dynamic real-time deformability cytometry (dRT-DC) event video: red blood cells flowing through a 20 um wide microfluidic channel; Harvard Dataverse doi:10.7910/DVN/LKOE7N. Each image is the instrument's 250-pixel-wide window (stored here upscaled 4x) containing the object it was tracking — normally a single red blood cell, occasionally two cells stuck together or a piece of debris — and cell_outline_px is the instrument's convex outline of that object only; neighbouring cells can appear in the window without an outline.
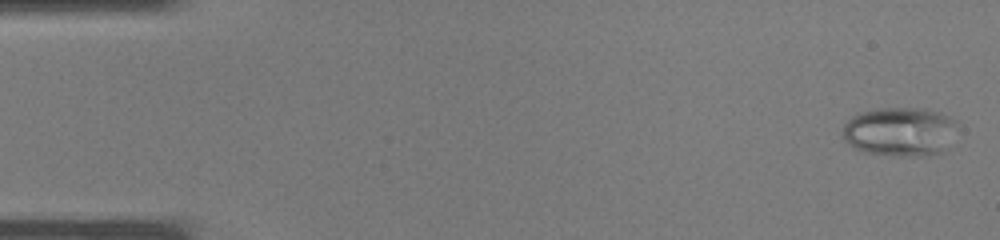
{"species": "common noctule bat (a hibernating species)", "species_latin": "Nyctalus noctula", "temperature_condition": "warm", "stored_images_in_passage": 37, "camera_frame_rate_fps": 3000, "um_per_image_px": 0.085, "animal": {"sex": "male", "body_mass_g": 19.0, "forearm_length_mm": 50.8}, "frame": {"image": 1, "passage_image": 1, "time_ms": 0.0, "image_size_px": [1000, 240], "cell_outline_px": [[956, 120], [944, 152], [928, 156], [896, 156], [864, 152], [848, 144], [840, 136], [844, 124], [856, 112], [880, 108], [924, 108], [940, 112]], "centroid_in_image_um": [76.42, 11.18], "position_along_channel_um": 8.6, "area_um2": 32.95}}
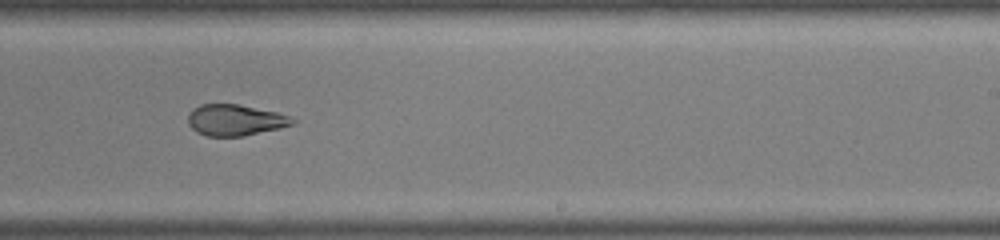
{"frame": {"image": 2, "passage_image": 23, "time_ms": 7.333, "image_size_px": [1000, 240], "cell_outline_px": [[296, 120], [292, 124], [280, 128], [244, 136], [208, 136], [196, 132], [188, 124], [188, 116], [192, 108], [200, 104], [236, 104], [276, 112], [288, 116]], "centroid_in_image_um": [19.95, 10.21], "position_along_channel_um": 269.1, "area_um2": 18.84}}
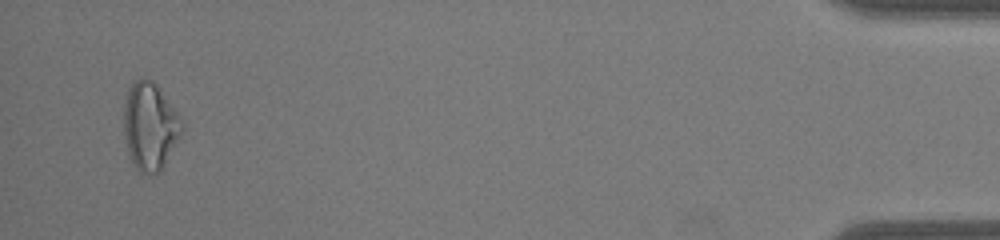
{"frame": {"image": 3, "passage_image": 36, "time_ms": 11.667, "image_size_px": [1000, 240], "cell_outline_px": [[184, 128], [180, 136], [160, 168], [156, 172], [140, 172], [136, 168], [128, 152], [124, 132], [124, 108], [128, 88], [136, 80], [144, 76], [152, 80], [156, 84], [184, 120]], "centroid_in_image_um": [12.75, 10.65], "position_along_channel_um": 422.4, "area_um2": 29.13}}